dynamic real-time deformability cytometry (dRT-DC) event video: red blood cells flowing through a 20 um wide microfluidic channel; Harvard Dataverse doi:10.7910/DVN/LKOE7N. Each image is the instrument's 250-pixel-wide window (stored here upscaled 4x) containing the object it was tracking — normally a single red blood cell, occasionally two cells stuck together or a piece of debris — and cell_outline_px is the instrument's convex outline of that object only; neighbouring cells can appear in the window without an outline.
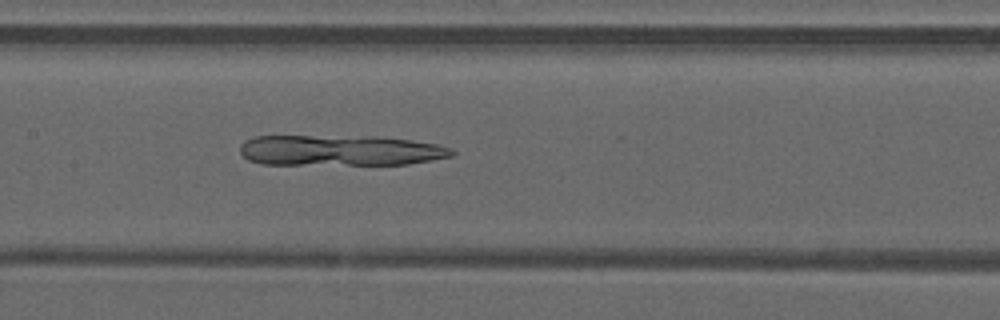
{"species": "common noctule bat (a hibernating species)", "species_latin": "Nyctalus noctula", "temperature_condition": "warm", "stored_images_in_passage": 49, "camera_frame_rate_fps": 3000, "um_per_image_px": 0.085, "animal": {"sex": "male", "forearm_length_mm": 52.5}, "frame": {"image": 1, "passage_image": 24, "time_ms": 7.667, "image_size_px": [1000, 320], "cell_outline_px": [[456, 152], [452, 156], [432, 160], [408, 164], [260, 164], [248, 160], [240, 152], [240, 144], [244, 140], [256, 136], [380, 136], [412, 140], [436, 144], [452, 148]], "centroid_in_image_um": [28.92, 12.78], "position_along_channel_um": 178.5, "area_um2": 38.15}}
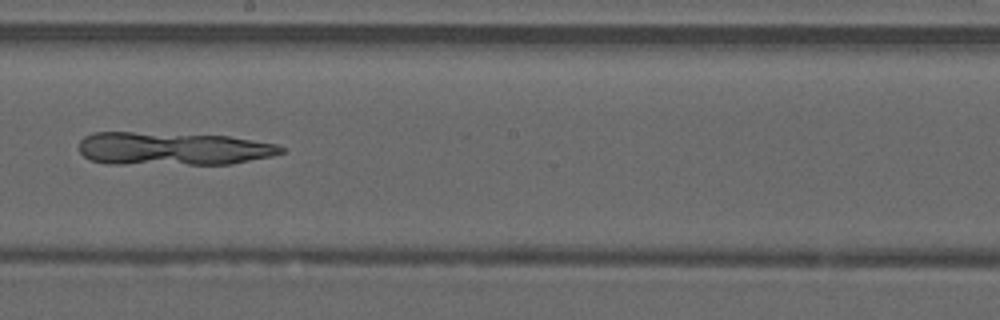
{"frame": {"image": 2, "passage_image": 28, "time_ms": 9.0, "image_size_px": [1000, 320], "cell_outline_px": [[284, 152], [272, 156], [232, 164], [108, 164], [92, 160], [84, 156], [80, 152], [80, 140], [84, 136], [92, 132], [132, 132], [228, 136], [276, 144], [284, 148]], "centroid_in_image_um": [14.67, 12.64], "position_along_channel_um": 233.5, "area_um2": 39.02}}
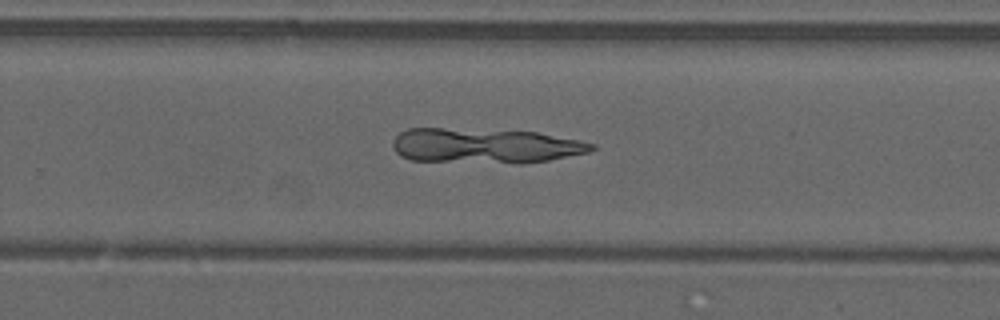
{"frame": {"image": 3, "passage_image": 32, "time_ms": 10.333, "image_size_px": [1000, 320], "cell_outline_px": [[596, 148], [588, 152], [548, 160], [524, 164], [516, 164], [412, 160], [400, 156], [392, 148], [392, 140], [400, 132], [408, 128], [444, 128], [536, 132], [580, 140], [596, 144]], "centroid_in_image_um": [41.21, 12.4], "position_along_channel_um": 288.6, "area_um2": 40.81}}